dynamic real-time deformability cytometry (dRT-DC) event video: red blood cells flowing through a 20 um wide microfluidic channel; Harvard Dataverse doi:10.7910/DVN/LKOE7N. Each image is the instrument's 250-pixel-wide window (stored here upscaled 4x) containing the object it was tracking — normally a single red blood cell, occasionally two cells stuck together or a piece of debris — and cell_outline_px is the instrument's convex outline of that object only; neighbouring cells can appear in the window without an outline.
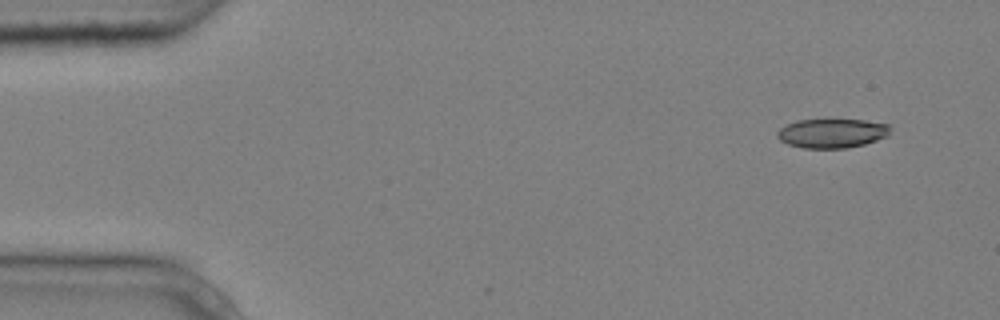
{"species": "common noctule bat (a hibernating species)", "species_latin": "Nyctalus noctula", "temperature_condition": "cold", "stored_images_in_passage": 4, "camera_frame_rate_fps": 3000, "um_per_image_px": 0.085, "animal": {"sex": "male", "body_mass_g": 20.4}, "frame": {"image": 1, "passage_image": 1, "time_ms": 0.0, "image_size_px": [1000, 320], "cell_outline_px": [[892, 128], [888, 136], [864, 144], [844, 148], [804, 148], [788, 144], [780, 140], [776, 136], [776, 132], [780, 128], [796, 120], [864, 120], [888, 124]], "centroid_in_image_um": [70.72, 11.32], "position_along_channel_um": 14.3, "area_um2": 19.19}}
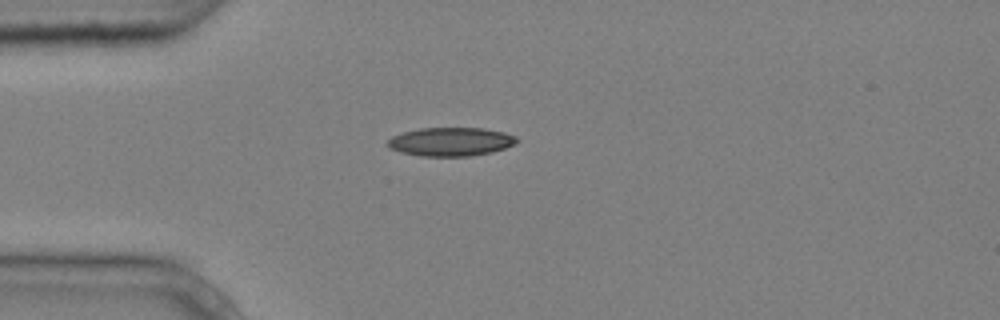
{"frame": {"image": 2, "passage_image": 4, "time_ms": 1.0, "image_size_px": [1000, 320], "cell_outline_px": [[520, 140], [516, 144], [492, 152], [472, 156], [420, 156], [400, 152], [388, 148], [388, 140], [392, 136], [404, 132], [420, 128], [484, 128], [504, 132], [516, 136]], "centroid_in_image_um": [38.34, 12.05], "position_along_channel_um": 46.7, "area_um2": 21.68}}